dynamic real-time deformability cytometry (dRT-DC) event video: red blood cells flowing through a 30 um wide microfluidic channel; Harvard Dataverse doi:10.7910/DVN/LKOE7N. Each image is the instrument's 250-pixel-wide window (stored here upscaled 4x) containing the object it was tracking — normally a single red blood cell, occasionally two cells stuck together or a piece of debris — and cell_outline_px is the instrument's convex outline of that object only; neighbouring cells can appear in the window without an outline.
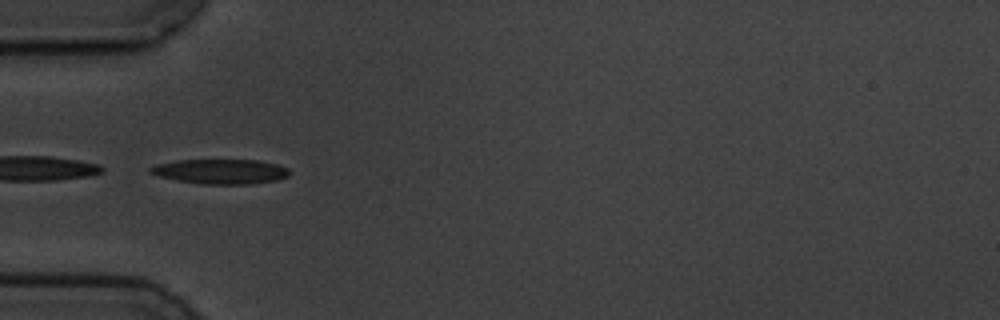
{"species": "common noctule bat (a hibernating species)", "species_latin": "Nyctalus noctula", "temperature_condition": "cold", "stored_images_in_passage": 9, "camera_frame_rate_fps": 3000, "um_per_image_px": 0.085, "animal": {"sex": "male", "body_mass_g": 19.5, "forearm_length_mm": 54.6}, "frame": {"image": 1, "passage_image": 3, "time_ms": 2.333, "image_size_px": [1000, 320], "cell_outline_px": [[288, 176], [276, 180], [248, 184], [200, 184], [176, 180], [160, 176], [148, 172], [148, 168], [156, 164], [176, 160], [260, 160], [276, 164], [288, 168]], "centroid_in_image_um": [18.71, 14.57], "position_along_channel_um": 66.3, "area_um2": 20.06}}
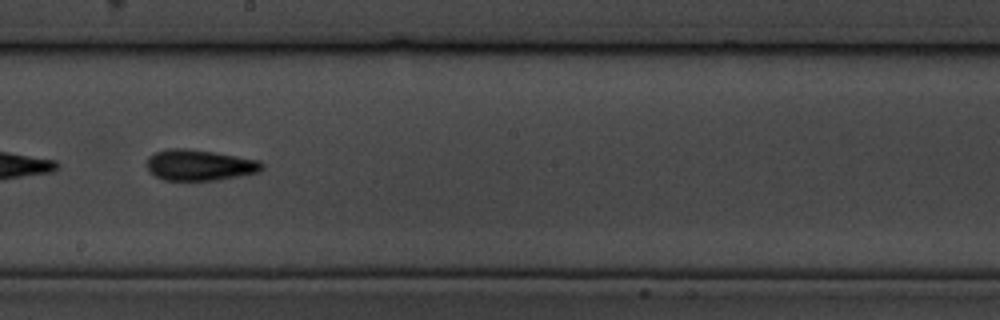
{"frame": {"image": 2, "passage_image": 7, "time_ms": 7.0, "image_size_px": [1000, 320], "cell_outline_px": [[264, 168], [260, 172], [216, 180], [164, 180], [156, 176], [148, 168], [148, 156], [156, 152], [168, 148], [184, 148], [216, 152], [260, 160], [264, 164]], "centroid_in_image_um": [17.01, 14.02], "position_along_channel_um": 231.2, "area_um2": 20.75}}
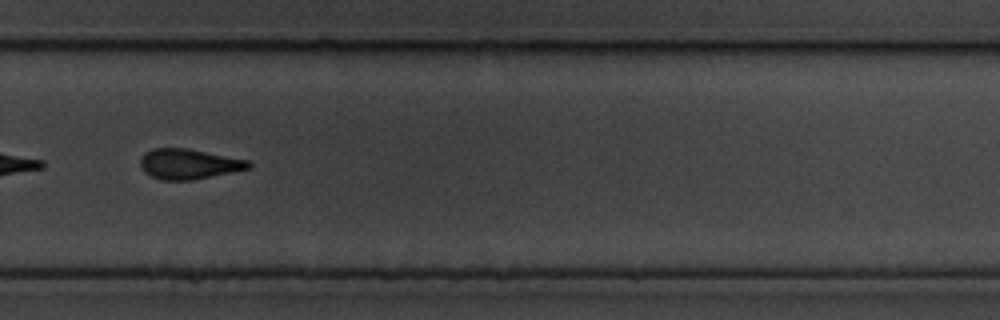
{"frame": {"image": 3, "passage_image": 9, "time_ms": 9.333, "image_size_px": [1000, 320], "cell_outline_px": [[252, 164], [248, 168], [232, 172], [192, 180], [160, 180], [144, 172], [140, 164], [140, 160], [144, 152], [152, 148], [184, 148], [248, 160]], "centroid_in_image_um": [15.99, 13.94], "position_along_channel_um": 313.8, "area_um2": 18.84}}